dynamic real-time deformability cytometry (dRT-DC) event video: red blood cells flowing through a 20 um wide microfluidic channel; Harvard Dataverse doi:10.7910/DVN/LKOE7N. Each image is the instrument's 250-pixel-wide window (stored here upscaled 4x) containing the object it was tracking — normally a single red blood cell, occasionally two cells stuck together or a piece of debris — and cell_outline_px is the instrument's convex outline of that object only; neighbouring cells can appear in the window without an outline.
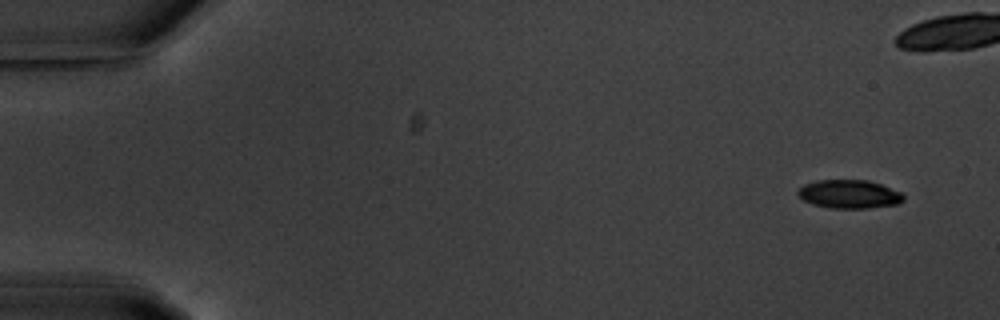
{"species": "common noctule bat (a hibernating species)", "species_latin": "Nyctalus noctula", "temperature_condition": "warm", "stored_images_in_passage": 5, "camera_frame_rate_fps": 3000, "um_per_image_px": 0.085, "animal": {"sex": "male", "body_mass_g": 20.1, "forearm_length_mm": 53.5}, "frame": {"image": 1, "passage_image": 1, "time_ms": 0.0, "image_size_px": [1000, 320], "cell_outline_px": [[904, 200], [896, 204], [868, 208], [828, 208], [812, 204], [804, 200], [796, 192], [804, 184], [816, 180], [868, 180], [880, 184], [900, 192], [904, 196]], "centroid_in_image_um": [72.16, 16.5], "position_along_channel_um": 12.8, "area_um2": 17.46}}
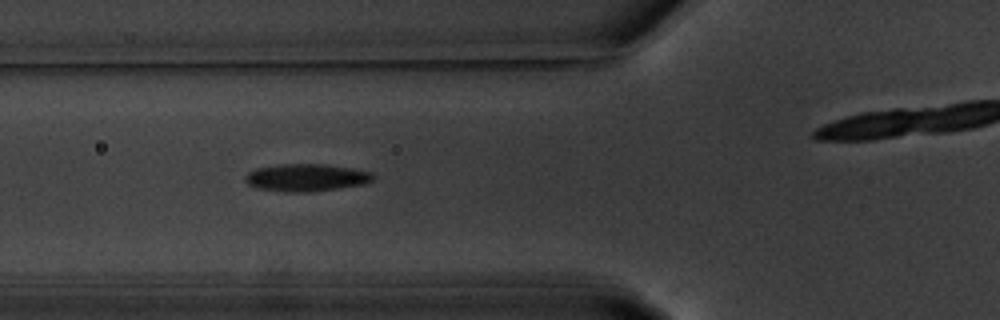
{"frame": {"image": 2, "passage_image": 4, "time_ms": 6.0, "image_size_px": [1000, 320], "cell_outline_px": [[372, 180], [364, 184], [308, 192], [284, 192], [256, 188], [248, 184], [244, 180], [244, 176], [248, 172], [256, 168], [280, 164], [324, 164], [352, 168], [372, 172]], "centroid_in_image_um": [25.97, 15.09], "position_along_channel_um": 99.8, "area_um2": 20.4}}